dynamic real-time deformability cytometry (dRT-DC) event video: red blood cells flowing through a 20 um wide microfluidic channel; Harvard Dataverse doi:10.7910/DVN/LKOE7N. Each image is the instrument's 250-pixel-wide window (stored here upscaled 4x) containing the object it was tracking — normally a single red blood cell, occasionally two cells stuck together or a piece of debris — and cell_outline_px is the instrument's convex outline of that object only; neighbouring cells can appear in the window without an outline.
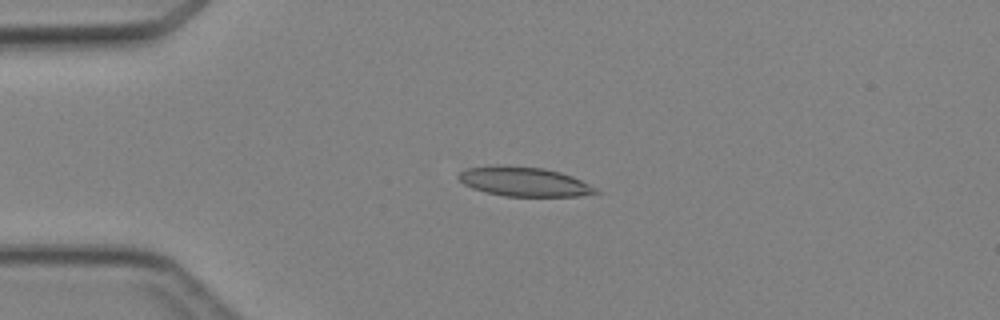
{"species": "Egyptian fruit bat (a non-hibernating species)", "species_latin": "Rousettus aegyptiacus", "temperature_condition": "cold", "stored_images_in_passage": 5, "camera_frame_rate_fps": 3000, "um_per_image_px": 0.085, "animal": {"sex": "female"}, "frame": {"image": 1, "passage_image": 4, "time_ms": 3.333, "image_size_px": [1000, 320], "cell_outline_px": [[600, 192], [580, 196], [504, 196], [472, 188], [464, 184], [456, 176], [460, 172], [468, 168], [496, 164], [504, 164], [544, 168], [560, 172], [572, 176], [588, 184]], "centroid_in_image_um": [44.51, 15.42], "position_along_channel_um": 40.5, "area_um2": 23.47}}